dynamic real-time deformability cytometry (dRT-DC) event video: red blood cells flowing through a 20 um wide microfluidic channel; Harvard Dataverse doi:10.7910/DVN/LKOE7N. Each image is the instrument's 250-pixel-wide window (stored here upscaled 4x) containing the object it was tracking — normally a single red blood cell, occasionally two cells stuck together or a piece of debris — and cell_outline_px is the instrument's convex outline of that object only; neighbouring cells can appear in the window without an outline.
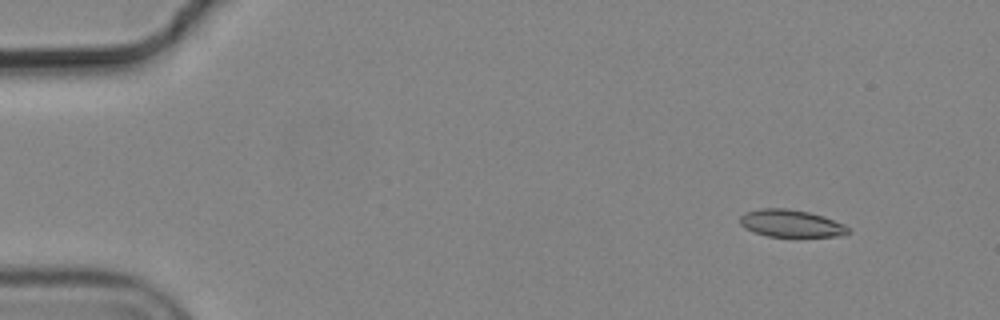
{"species": "common noctule bat (a hibernating species)", "species_latin": "Nyctalus noctula", "temperature_condition": "cold", "stored_images_in_passage": 6, "camera_frame_rate_fps": 3000, "um_per_image_px": 0.085, "animal": {"sex": "male", "body_mass_g": 19.2, "forearm_length_mm": 51.8}, "frame": {"image": 1, "passage_image": 1, "time_ms": 0.0, "image_size_px": [1000, 320], "cell_outline_px": [[852, 232], [840, 236], [768, 236], [744, 228], [740, 224], [740, 216], [744, 212], [760, 208], [788, 208], [808, 212], [824, 216], [844, 224]], "centroid_in_image_um": [67.23, 18.98], "position_along_channel_um": 17.8, "area_um2": 17.22}}
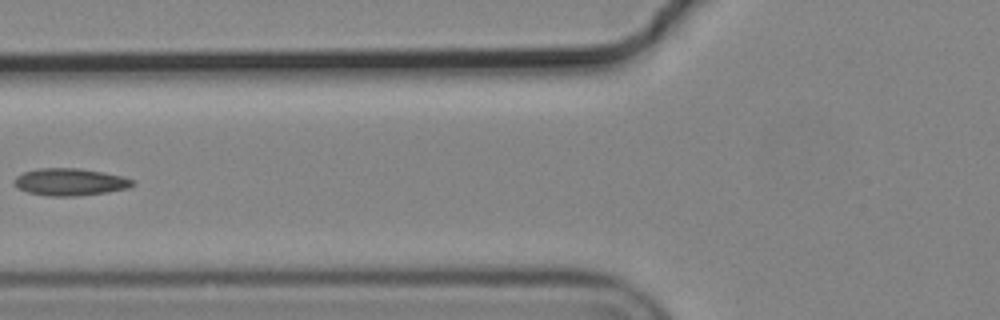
{"frame": {"image": 2, "passage_image": 5, "time_ms": 1.333, "image_size_px": [1000, 320], "cell_outline_px": [[136, 184], [128, 188], [108, 192], [72, 196], [48, 196], [28, 192], [16, 188], [12, 180], [16, 176], [24, 172], [40, 168], [80, 168], [120, 176], [136, 180]], "centroid_in_image_um": [5.93, 15.47], "position_along_channel_um": 119.9, "area_um2": 18.79}}
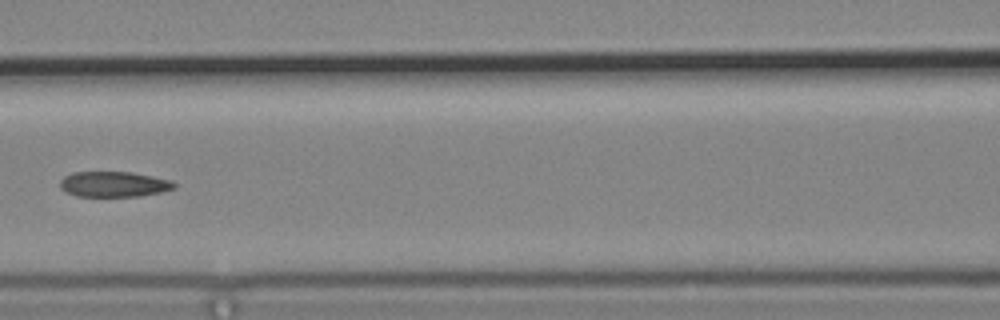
{"frame": {"image": 3, "passage_image": 6, "time_ms": 1.667, "image_size_px": [1000, 320], "cell_outline_px": [[176, 188], [160, 192], [140, 196], [76, 196], [64, 192], [60, 188], [60, 180], [64, 176], [72, 172], [132, 172], [172, 180], [176, 184]], "centroid_in_image_um": [9.66, 15.65], "position_along_channel_um": 156.9, "area_um2": 17.05}}